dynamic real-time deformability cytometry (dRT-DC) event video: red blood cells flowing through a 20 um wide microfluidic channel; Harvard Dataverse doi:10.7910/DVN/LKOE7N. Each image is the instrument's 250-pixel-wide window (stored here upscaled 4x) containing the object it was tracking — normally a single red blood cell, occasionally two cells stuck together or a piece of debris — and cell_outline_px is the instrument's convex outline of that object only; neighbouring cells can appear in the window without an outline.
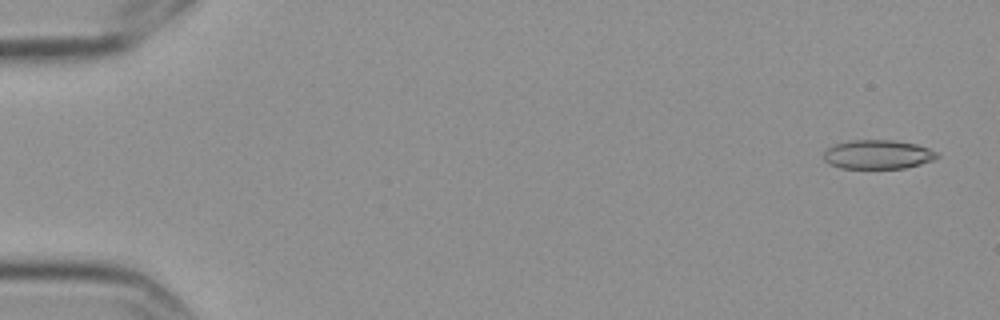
{"species": "Egyptian fruit bat (a non-hibernating species)", "species_latin": "Rousettus aegyptiacus", "temperature_condition": "cold", "stored_images_in_passage": 9, "camera_frame_rate_fps": 3000, "um_per_image_px": 0.085, "frame": {"image": 1, "passage_image": 1, "time_ms": 0.0, "image_size_px": [1000, 320], "cell_outline_px": [[940, 156], [932, 160], [920, 164], [904, 168], [840, 168], [828, 164], [824, 160], [824, 152], [828, 148], [836, 144], [852, 140], [892, 140], [916, 144], [928, 148], [936, 152]], "centroid_in_image_um": [74.6, 13.13], "position_along_channel_um": 10.4, "area_um2": 19.07}}
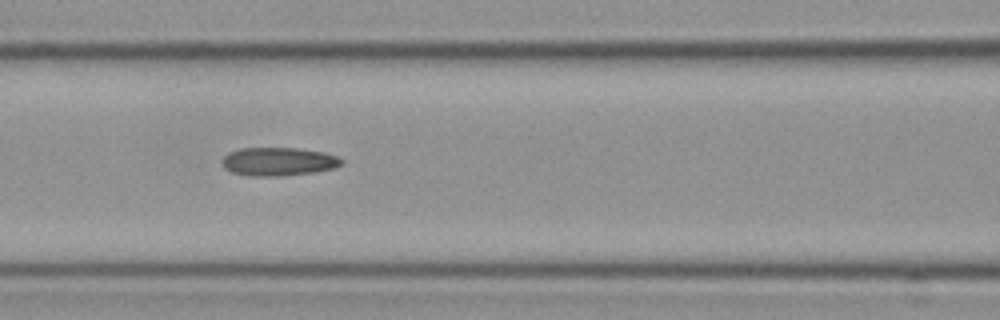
{"frame": {"image": 2, "passage_image": 7, "time_ms": 2.0, "image_size_px": [1000, 320], "cell_outline_px": [[344, 164], [336, 168], [316, 172], [280, 176], [252, 176], [232, 172], [224, 168], [220, 160], [228, 152], [240, 148], [300, 148], [324, 152], [336, 156], [344, 160]], "centroid_in_image_um": [23.69, 13.73], "position_along_channel_um": 142.9, "area_um2": 20.06}}
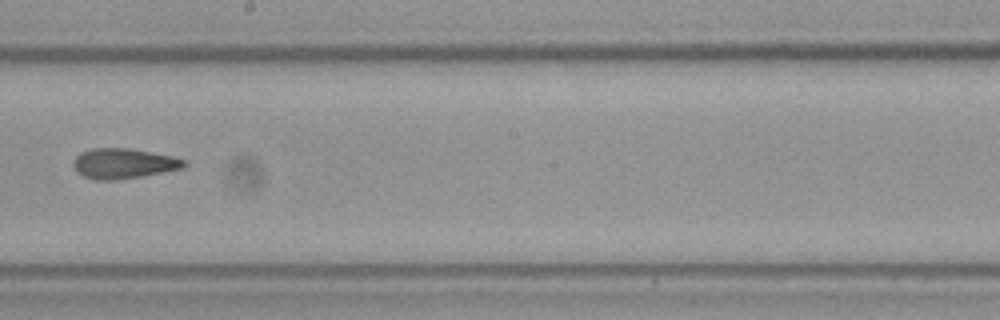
{"frame": {"image": 3, "passage_image": 9, "time_ms": 2.667, "image_size_px": [1000, 320], "cell_outline_px": [[188, 164], [180, 168], [140, 176], [112, 180], [96, 180], [84, 176], [76, 172], [72, 164], [76, 156], [80, 152], [92, 148], [128, 148], [172, 156], [184, 160]], "centroid_in_image_um": [10.43, 13.89], "position_along_channel_um": 237.8, "area_um2": 19.19}}